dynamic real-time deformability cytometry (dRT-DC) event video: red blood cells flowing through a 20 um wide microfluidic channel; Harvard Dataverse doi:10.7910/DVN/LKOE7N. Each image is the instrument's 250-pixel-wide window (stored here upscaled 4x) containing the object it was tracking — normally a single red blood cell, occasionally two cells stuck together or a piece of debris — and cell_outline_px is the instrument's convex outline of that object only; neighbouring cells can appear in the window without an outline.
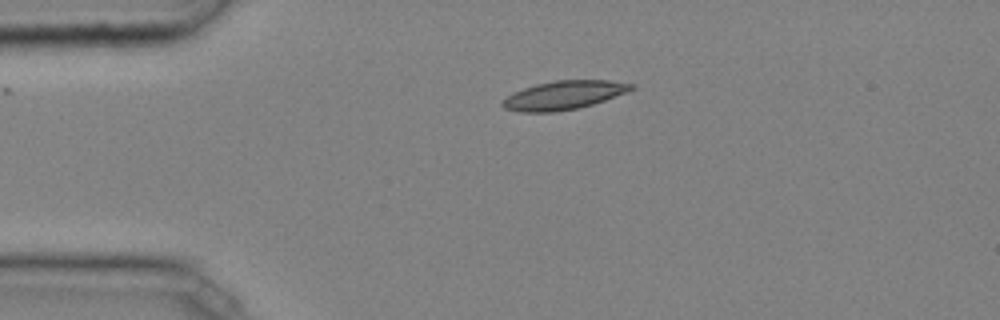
{"species": "common noctule bat (a hibernating species)", "species_latin": "Nyctalus noctula", "temperature_condition": "cold", "stored_images_in_passage": 33, "camera_frame_rate_fps": 3000, "um_per_image_px": 0.085, "animal": {"sex": "male", "body_mass_g": 20.4}, "frame": {"image": 1, "passage_image": 1, "time_ms": 0.0, "image_size_px": [1000, 320], "cell_outline_px": [[636, 88], [628, 92], [592, 104], [576, 108], [552, 112], [520, 112], [504, 108], [500, 104], [512, 92], [536, 84], [556, 80], [608, 80], [636, 84]], "centroid_in_image_um": [47.94, 8.08], "position_along_channel_um": 37.1, "area_um2": 21.44}}
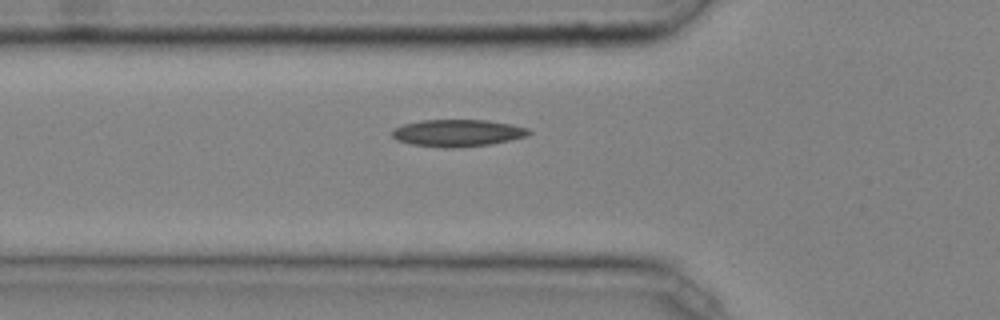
{"frame": {"image": 2, "passage_image": 7, "time_ms": 2.0, "image_size_px": [1000, 320], "cell_outline_px": [[532, 132], [528, 136], [492, 144], [460, 148], [444, 148], [412, 144], [396, 140], [392, 136], [392, 128], [404, 124], [420, 120], [488, 120], [512, 124], [528, 128]], "centroid_in_image_um": [38.91, 11.31], "position_along_channel_um": 86.9, "area_um2": 21.85}}
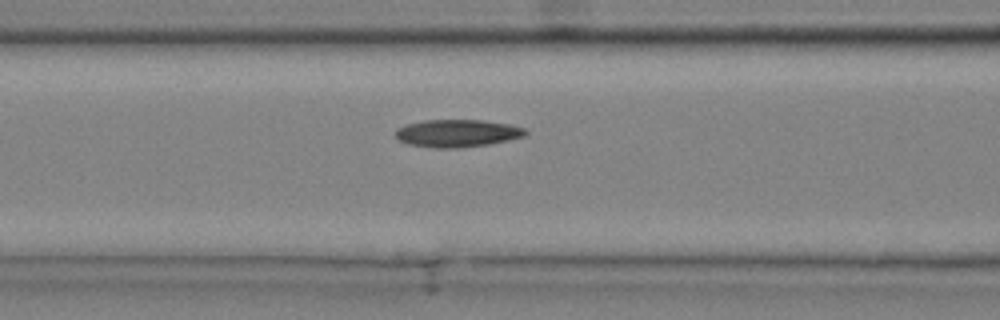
{"frame": {"image": 3, "passage_image": 10, "time_ms": 3.0, "image_size_px": [1000, 320], "cell_outline_px": [[528, 132], [524, 136], [508, 140], [488, 144], [460, 148], [432, 148], [408, 144], [400, 140], [396, 136], [396, 128], [408, 124], [424, 120], [480, 120], [508, 124], [524, 128]], "centroid_in_image_um": [38.85, 11.33], "position_along_channel_um": 127.7, "area_um2": 20.75}, "authors_computed_cell_mechanics": {"area_um2": 20.1722, "velocity_mm_per_s": 4.0475, "shape_relaxation_time_tau1_ms": 7.8434, "shape_relaxation_time_tau2_ms": 9.7488, "deformation_change_tau1": 0.1461, "deformation_change_tau2": 0.1426}}